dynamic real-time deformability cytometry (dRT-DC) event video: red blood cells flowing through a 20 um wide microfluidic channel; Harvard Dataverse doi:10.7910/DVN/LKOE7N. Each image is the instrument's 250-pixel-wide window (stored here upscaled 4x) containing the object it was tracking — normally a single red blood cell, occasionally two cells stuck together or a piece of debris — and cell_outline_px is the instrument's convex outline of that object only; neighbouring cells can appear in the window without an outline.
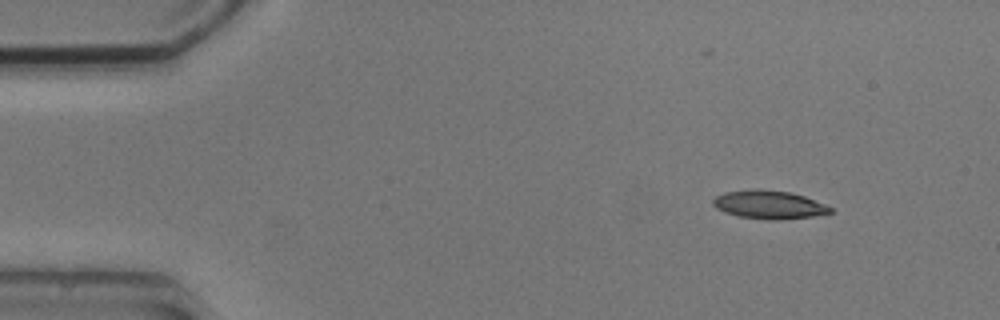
{"species": "common noctule bat (a hibernating species)", "species_latin": "Nyctalus noctula", "temperature_condition": "cold", "stored_images_in_passage": 4, "camera_frame_rate_fps": 3000, "um_per_image_px": 0.085, "animal": {"sex": "male", "body_mass_g": 20.5, "forearm_length_mm": 52.5}, "frame": {"image": 1, "passage_image": 1, "time_ms": 0.0, "image_size_px": [1000, 320], "cell_outline_px": [[832, 212], [812, 216], [780, 220], [768, 220], [740, 216], [724, 212], [716, 208], [712, 204], [712, 200], [716, 196], [724, 192], [756, 188], [788, 192], [804, 196], [824, 204], [832, 208]], "centroid_in_image_um": [65.32, 17.39], "position_along_channel_um": 19.7, "area_um2": 19.31}}
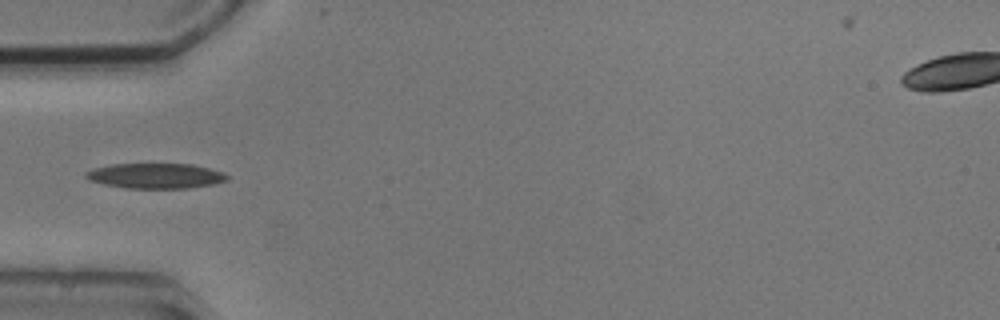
{"frame": {"image": 2, "passage_image": 4, "time_ms": 3.667, "image_size_px": [1000, 320], "cell_outline_px": [[228, 180], [212, 184], [188, 188], [124, 188], [104, 184], [88, 180], [84, 176], [84, 172], [96, 168], [112, 164], [192, 164], [224, 172], [228, 176]], "centroid_in_image_um": [13.21, 14.95], "position_along_channel_um": 71.8, "area_um2": 20.69}}